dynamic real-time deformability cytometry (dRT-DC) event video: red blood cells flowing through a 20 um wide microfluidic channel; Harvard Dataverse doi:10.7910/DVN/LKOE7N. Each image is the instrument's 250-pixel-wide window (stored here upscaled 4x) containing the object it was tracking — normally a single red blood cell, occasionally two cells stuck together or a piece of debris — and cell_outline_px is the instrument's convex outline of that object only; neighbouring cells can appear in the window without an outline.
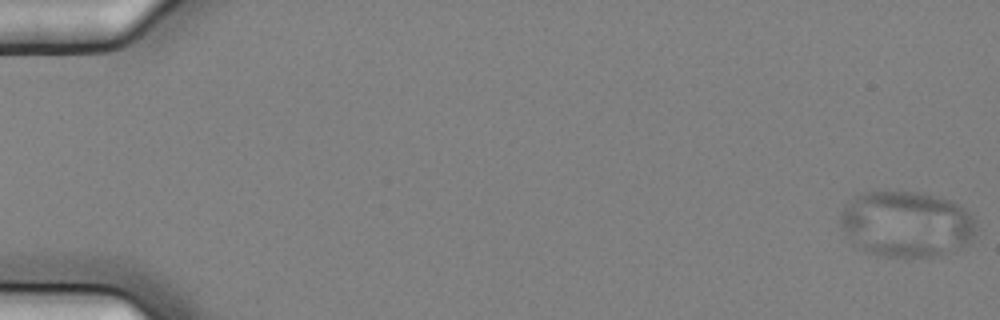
{"species": "common noctule bat (a hibernating species)", "species_latin": "Nyctalus noctula", "temperature_condition": "cold", "stored_images_in_passage": 4, "camera_frame_rate_fps": 3000, "um_per_image_px": 0.085, "animal": {"sex": "female", "body_mass_g": 25.1}, "frame": {"image": 1, "passage_image": 1, "time_ms": 0.0, "image_size_px": [1000, 320], "cell_outline_px": [[976, 232], [972, 240], [968, 244], [932, 256], [880, 256], [868, 252], [860, 248], [840, 224], [840, 216], [848, 200], [860, 192], [924, 192], [940, 196], [952, 200], [960, 204], [976, 220]], "centroid_in_image_um": [77.08, 19.0], "position_along_channel_um": 7.9, "area_um2": 52.02}}